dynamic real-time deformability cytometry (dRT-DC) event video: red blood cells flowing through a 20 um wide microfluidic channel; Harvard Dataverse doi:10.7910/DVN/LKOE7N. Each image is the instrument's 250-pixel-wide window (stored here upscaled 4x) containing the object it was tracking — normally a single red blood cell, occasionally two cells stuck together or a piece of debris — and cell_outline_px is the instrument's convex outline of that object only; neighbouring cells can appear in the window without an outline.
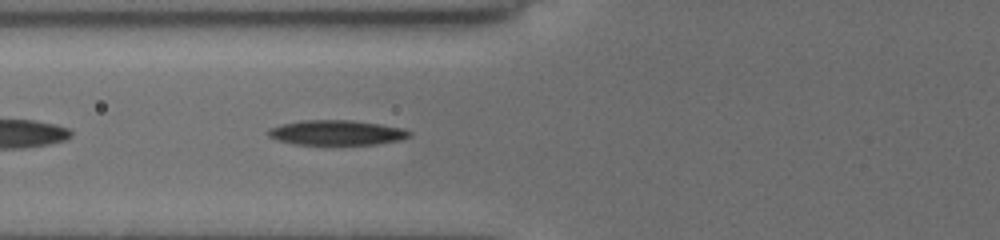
{"species": "common noctule bat (a hibernating species)", "species_latin": "Nyctalus noctula", "temperature_condition": "cold", "stored_images_in_passage": 36, "camera_frame_rate_fps": 3000, "um_per_image_px": 0.085, "animal": {"sex": "female", "body_mass_g": 19.5, "forearm_length_mm": 54.1}, "frame": {"image": 1, "passage_image": 5, "time_ms": 1.333, "image_size_px": [1000, 240], "cell_outline_px": [[412, 136], [396, 140], [376, 144], [296, 144], [276, 140], [268, 136], [268, 128], [280, 124], [300, 120], [352, 120], [380, 124], [404, 128], [412, 132]], "centroid_in_image_um": [28.58, 11.26], "position_along_channel_um": 97.2, "area_um2": 20.52}}
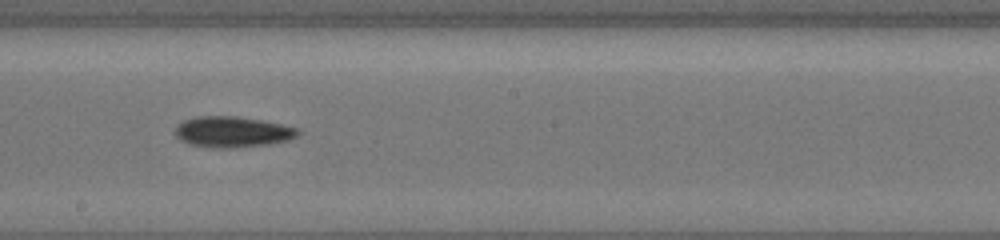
{"frame": {"image": 2, "passage_image": 15, "time_ms": 4.667, "image_size_px": [1000, 240], "cell_outline_px": [[300, 132], [296, 136], [288, 140], [268, 144], [232, 148], [216, 148], [192, 144], [180, 140], [172, 132], [176, 124], [184, 120], [196, 116], [236, 116], [260, 120], [280, 124], [296, 128]], "centroid_in_image_um": [19.69, 11.2], "position_along_channel_um": 228.5, "area_um2": 22.02}}
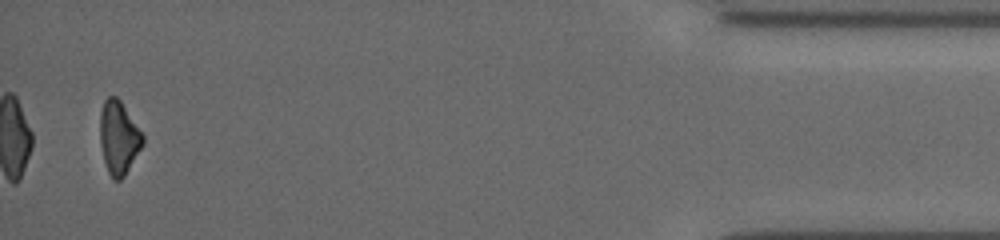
{"frame": {"image": 3, "passage_image": 35, "time_ms": 11.333, "image_size_px": [1000, 240], "cell_outline_px": [[144, 144], [124, 176], [120, 180], [112, 180], [108, 172], [104, 160], [100, 144], [100, 112], [104, 100], [108, 96], [116, 96], [120, 100], [144, 136]], "centroid_in_image_um": [10.08, 11.7], "position_along_channel_um": 425.1, "area_um2": 18.21}, "authors_computed_cell_mechanics": {"area_um2": 20.3745, "velocity_mm_per_s": 3.933, "shape_relaxation_time_tau1_ms": 2.6299, "shape_relaxation_time_tau2_ms": null, "deformation_change_tau1": 0.131, "deformation_change_tau2": null}}